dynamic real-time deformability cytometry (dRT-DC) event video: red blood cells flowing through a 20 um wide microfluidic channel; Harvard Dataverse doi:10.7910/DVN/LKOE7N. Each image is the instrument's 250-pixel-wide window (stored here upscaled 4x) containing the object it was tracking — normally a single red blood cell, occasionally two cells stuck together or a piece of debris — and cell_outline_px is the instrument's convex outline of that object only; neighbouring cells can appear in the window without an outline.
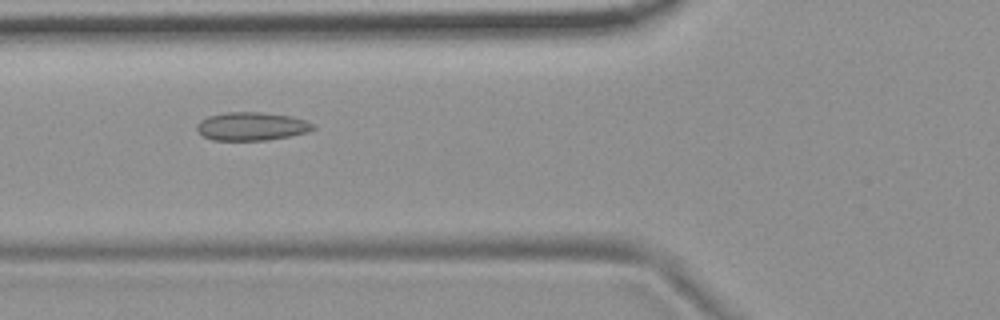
{"species": "common noctule bat (a hibernating species)", "species_latin": "Nyctalus noctula", "temperature_condition": "room temperature", "stored_images_in_passage": 10, "camera_frame_rate_fps": 3000, "um_per_image_px": 0.085, "animal": {"sex": "female", "body_mass_g": 19.9}, "frame": {"image": 1, "passage_image": 6, "time_ms": 6.667, "image_size_px": [1000, 320], "cell_outline_px": [[316, 128], [308, 132], [268, 140], [212, 140], [204, 136], [196, 128], [196, 124], [200, 120], [208, 116], [224, 112], [260, 112], [292, 116], [316, 124]], "centroid_in_image_um": [21.4, 10.73], "position_along_channel_um": 104.4, "area_um2": 19.25}}
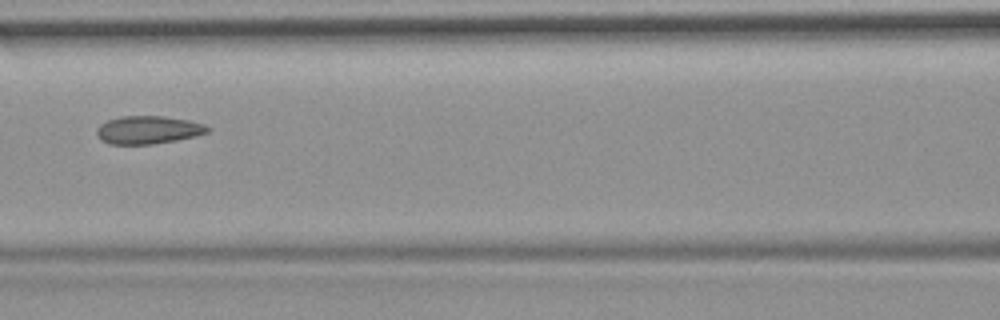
{"frame": {"image": 2, "passage_image": 7, "time_ms": 8.0, "image_size_px": [1000, 320], "cell_outline_px": [[212, 128], [208, 132], [196, 136], [176, 140], [152, 144], [108, 144], [100, 140], [96, 136], [96, 128], [100, 124], [108, 120], [120, 116], [164, 116], [188, 120], [204, 124]], "centroid_in_image_um": [12.57, 11.04], "position_along_channel_um": 154.0, "area_um2": 18.26}}